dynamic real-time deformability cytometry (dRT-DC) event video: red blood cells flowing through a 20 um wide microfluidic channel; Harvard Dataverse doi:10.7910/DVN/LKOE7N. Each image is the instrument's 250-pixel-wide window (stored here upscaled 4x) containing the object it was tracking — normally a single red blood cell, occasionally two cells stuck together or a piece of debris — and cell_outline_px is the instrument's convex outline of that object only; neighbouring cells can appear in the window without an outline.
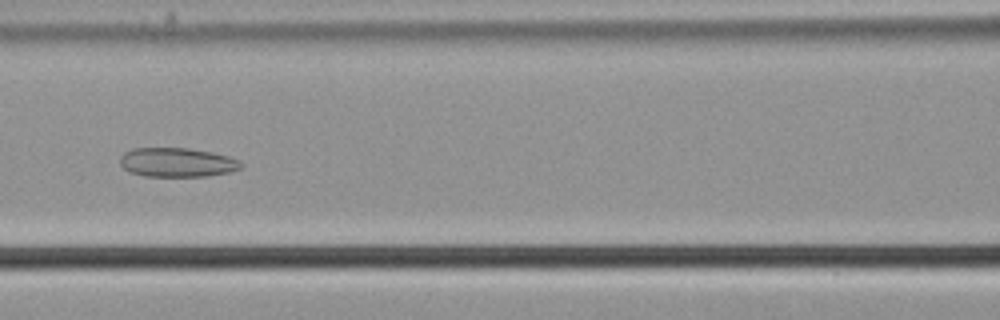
{"species": "common noctule bat (a hibernating species)", "species_latin": "Nyctalus noctula", "temperature_condition": "cold", "stored_images_in_passage": 36, "camera_frame_rate_fps": 3000, "um_per_image_px": 0.085, "animal": {"sex": "male", "body_mass_g": 21.5, "forearm_length_mm": 52.0}, "frame": {"image": 1, "passage_image": 13, "time_ms": 4.0, "image_size_px": [1000, 320], "cell_outline_px": [[244, 164], [240, 168], [228, 172], [208, 176], [144, 176], [128, 172], [120, 164], [120, 156], [124, 152], [132, 148], [188, 148], [212, 152], [228, 156], [240, 160]], "centroid_in_image_um": [15.04, 13.8], "position_along_channel_um": 151.6, "area_um2": 20.69}}
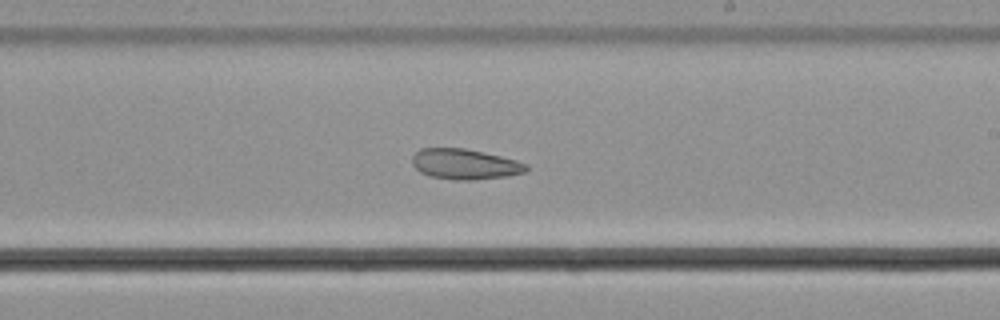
{"frame": {"image": 2, "passage_image": 21, "time_ms": 6.667, "image_size_px": [1000, 320], "cell_outline_px": [[528, 172], [508, 176], [476, 180], [452, 180], [428, 176], [420, 172], [412, 164], [412, 156], [420, 148], [464, 148], [484, 152], [516, 160], [528, 164]], "centroid_in_image_um": [39.52, 13.96], "position_along_channel_um": 249.5, "area_um2": 20.52}}
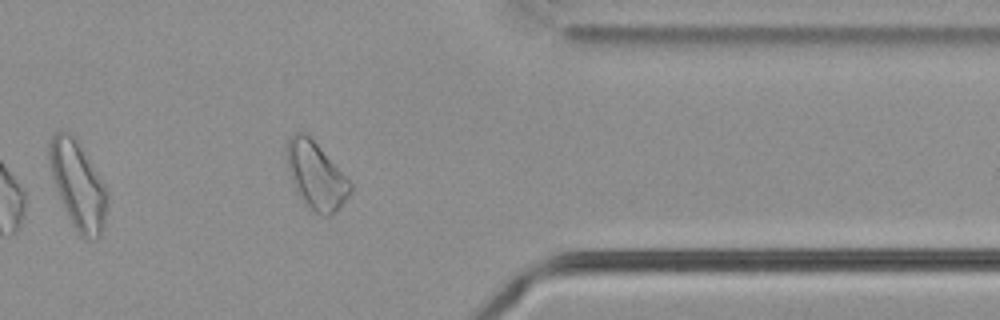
{"frame": {"image": 3, "passage_image": 33, "time_ms": 10.667, "image_size_px": [1000, 320], "cell_outline_px": [[352, 192], [336, 212], [328, 216], [316, 212], [308, 208], [304, 204], [292, 184], [288, 172], [284, 156], [284, 148], [288, 136], [292, 132], [308, 132], [352, 184]], "centroid_in_image_um": [26.79, 14.86], "position_along_channel_um": 384.6, "area_um2": 25.61}}